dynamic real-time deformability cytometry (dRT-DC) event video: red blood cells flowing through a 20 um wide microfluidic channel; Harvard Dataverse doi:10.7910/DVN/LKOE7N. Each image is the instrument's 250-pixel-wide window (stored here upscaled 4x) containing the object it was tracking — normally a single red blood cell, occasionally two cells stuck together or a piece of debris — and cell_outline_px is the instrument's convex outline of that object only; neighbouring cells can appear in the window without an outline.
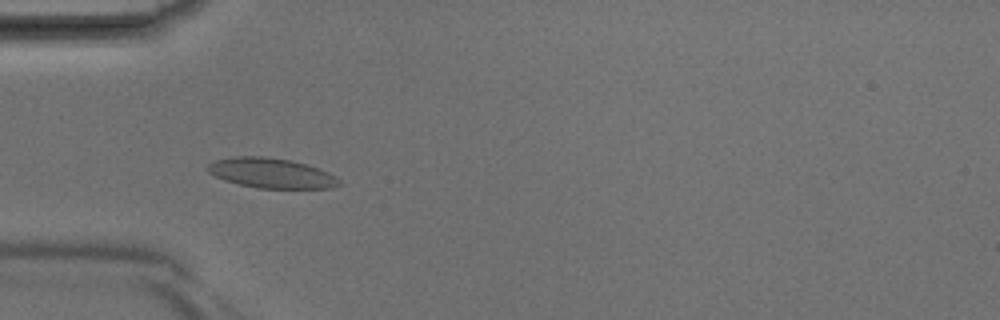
{"species": "Egyptian fruit bat (a non-hibernating species)", "species_latin": "Rousettus aegyptiacus", "temperature_condition": "room temperature", "stored_images_in_passage": 41, "camera_frame_rate_fps": 3000, "um_per_image_px": 0.085, "animal": {"sex": "male"}, "frame": {"image": 1, "passage_image": 13, "time_ms": 4.0, "image_size_px": [1000, 320], "cell_outline_px": [[340, 184], [332, 188], [260, 188], [240, 184], [224, 180], [208, 172], [208, 164], [216, 160], [236, 156], [264, 156], [292, 160], [328, 172], [336, 176], [340, 180]], "centroid_in_image_um": [23.07, 14.71], "position_along_channel_um": 61.9, "area_um2": 22.72}}
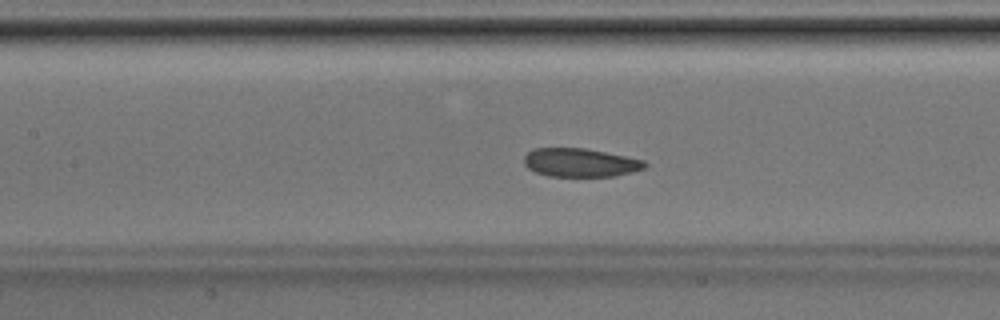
{"frame": {"image": 2, "passage_image": 19, "time_ms": 6.0, "image_size_px": [1000, 320], "cell_outline_px": [[648, 164], [644, 168], [632, 172], [616, 176], [548, 176], [536, 172], [528, 168], [524, 164], [524, 156], [532, 148], [584, 148], [644, 160]], "centroid_in_image_um": [49.3, 13.82], "position_along_channel_um": 158.1, "area_um2": 20.0}}
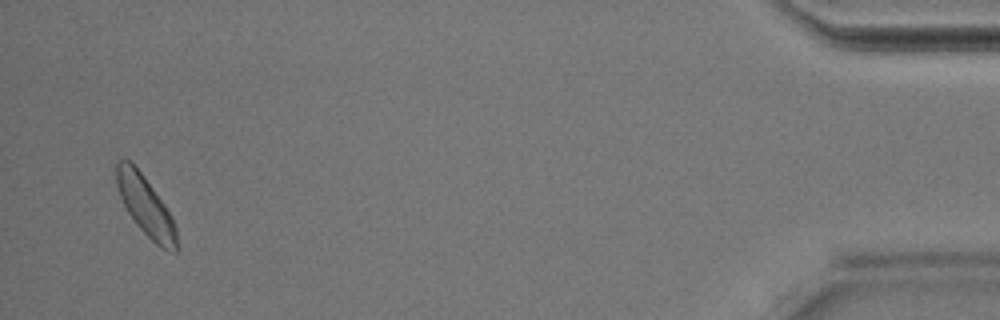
{"frame": {"image": 3, "passage_image": 40, "time_ms": 13.0, "image_size_px": [1000, 320], "cell_outline_px": [[176, 252], [168, 252], [160, 248], [136, 224], [128, 212], [120, 196], [116, 184], [116, 164], [120, 160], [128, 160], [140, 172], [164, 204], [172, 216], [176, 228]], "centroid_in_image_um": [12.38, 17.55], "position_along_channel_um": 422.8, "area_um2": 20.35}}